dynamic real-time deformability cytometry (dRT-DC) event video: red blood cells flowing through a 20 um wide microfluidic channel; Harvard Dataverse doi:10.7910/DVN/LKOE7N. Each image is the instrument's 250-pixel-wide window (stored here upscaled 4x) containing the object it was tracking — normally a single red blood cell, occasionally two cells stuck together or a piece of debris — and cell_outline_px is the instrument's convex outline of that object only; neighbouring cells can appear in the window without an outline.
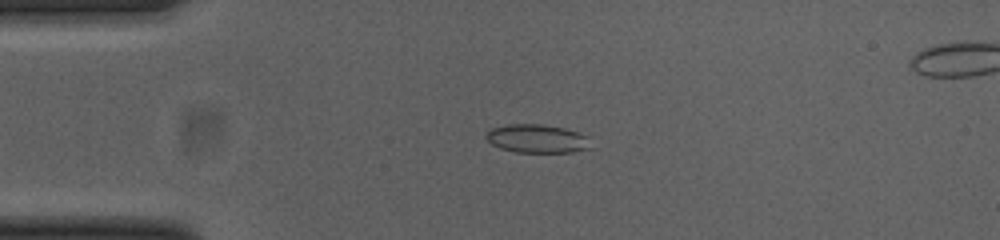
{"species": "common noctule bat (a hibernating species)", "species_latin": "Nyctalus noctula", "temperature_condition": "cold", "stored_images_in_passage": 43, "camera_frame_rate_fps": 3000, "um_per_image_px": 0.085, "animal": {"sex": "female", "body_mass_g": 23.0, "forearm_length_mm": 53.4}, "frame": {"image": 1, "passage_image": 10, "time_ms": 3.0, "image_size_px": [1000, 240], "cell_outline_px": [[588, 148], [572, 152], [516, 152], [500, 148], [492, 144], [484, 136], [492, 128], [508, 124], [540, 124], [564, 128], [588, 136]], "centroid_in_image_um": [45.61, 11.78], "position_along_channel_um": 39.4, "area_um2": 17.11}}
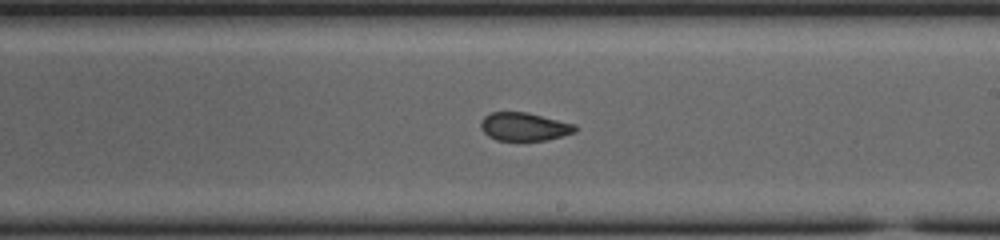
{"frame": {"image": 2, "passage_image": 28, "time_ms": 9.0, "image_size_px": [1000, 240], "cell_outline_px": [[576, 132], [548, 140], [496, 140], [488, 136], [480, 128], [480, 120], [484, 116], [492, 112], [528, 112], [576, 124]], "centroid_in_image_um": [44.55, 10.76], "position_along_channel_um": 244.4, "area_um2": 15.66}}
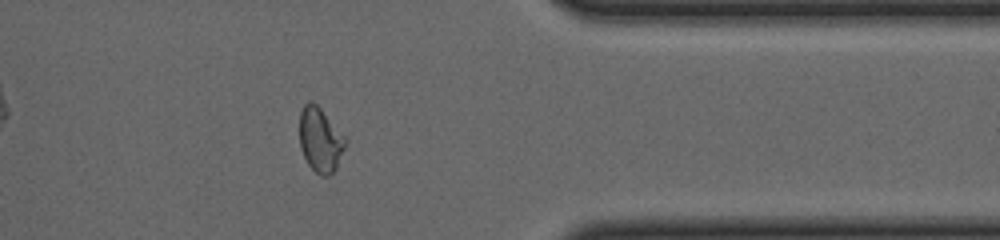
{"frame": {"image": 3, "passage_image": 40, "time_ms": 13.0, "image_size_px": [1000, 240], "cell_outline_px": [[344, 148], [336, 168], [328, 176], [320, 176], [308, 164], [300, 148], [300, 112], [304, 104], [308, 100], [312, 100], [320, 108], [344, 136]], "centroid_in_image_um": [27.19, 11.87], "position_along_channel_um": 384.2, "area_um2": 16.88}, "authors_computed_cell_mechanics": {"area_um2": 16.8776, "velocity_mm_per_s": 3.8738, "shape_relaxation_time_tau1_ms": null, "shape_relaxation_time_tau2_ms": 1.1995, "deformation_change_tau1": null, "deformation_change_tau2": 0.0595}}